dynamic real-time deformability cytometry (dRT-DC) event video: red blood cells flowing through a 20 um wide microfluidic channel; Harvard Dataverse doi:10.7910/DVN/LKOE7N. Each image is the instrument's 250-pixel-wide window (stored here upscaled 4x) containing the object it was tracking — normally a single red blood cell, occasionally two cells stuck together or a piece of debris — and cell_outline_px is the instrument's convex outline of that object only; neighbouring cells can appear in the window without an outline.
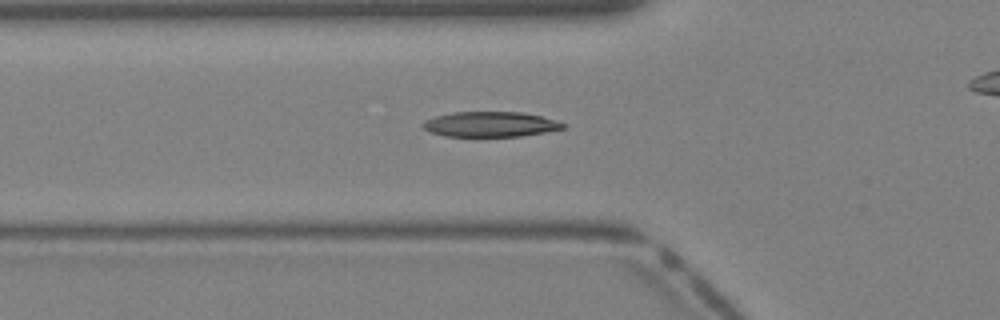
{"species": "Egyptian fruit bat (a non-hibernating species)", "species_latin": "Rousettus aegyptiacus", "temperature_condition": "warm", "stored_images_in_passage": 30, "camera_frame_rate_fps": 3000, "um_per_image_px": 0.085, "animal": {"sex": "female"}, "frame": {"image": 1, "passage_image": 9, "time_ms": 2.667, "image_size_px": [1000, 320], "cell_outline_px": [[564, 128], [544, 132], [520, 136], [444, 136], [428, 132], [420, 124], [424, 120], [436, 116], [452, 112], [520, 112], [540, 116], [556, 120], [564, 124]], "centroid_in_image_um": [41.61, 10.56], "position_along_channel_um": 84.2, "area_um2": 20.46}}
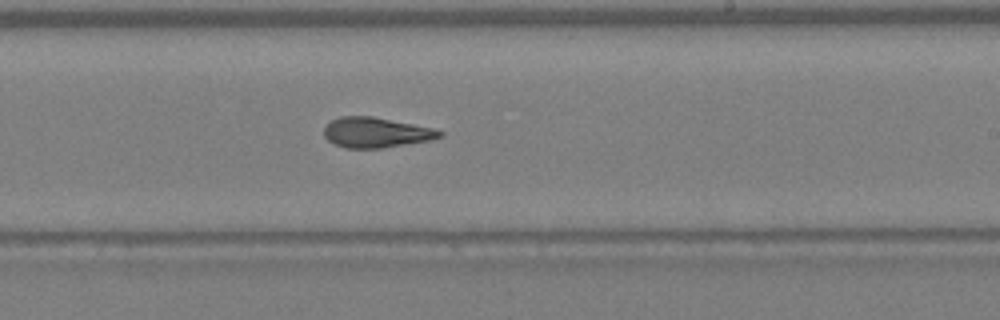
{"frame": {"image": 2, "passage_image": 19, "time_ms": 6.0, "image_size_px": [1000, 320], "cell_outline_px": [[444, 132], [440, 136], [428, 140], [380, 148], [344, 148], [332, 144], [324, 136], [324, 128], [332, 120], [340, 116], [372, 116], [436, 128]], "centroid_in_image_um": [31.93, 11.25], "position_along_channel_um": 257.1, "area_um2": 20.29}}
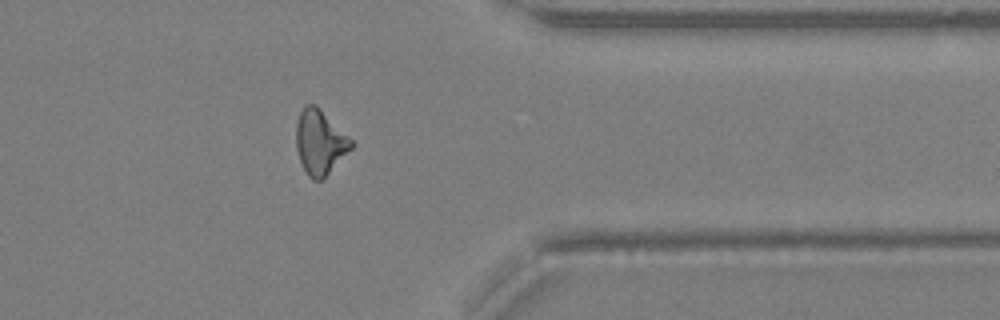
{"frame": {"image": 3, "passage_image": 27, "time_ms": 8.667, "image_size_px": [1000, 320], "cell_outline_px": [[356, 144], [320, 180], [312, 180], [308, 176], [300, 160], [296, 148], [296, 124], [300, 112], [304, 104], [316, 104]], "centroid_in_image_um": [27.18, 12.05], "position_along_channel_um": 384.2, "area_um2": 20.46}}